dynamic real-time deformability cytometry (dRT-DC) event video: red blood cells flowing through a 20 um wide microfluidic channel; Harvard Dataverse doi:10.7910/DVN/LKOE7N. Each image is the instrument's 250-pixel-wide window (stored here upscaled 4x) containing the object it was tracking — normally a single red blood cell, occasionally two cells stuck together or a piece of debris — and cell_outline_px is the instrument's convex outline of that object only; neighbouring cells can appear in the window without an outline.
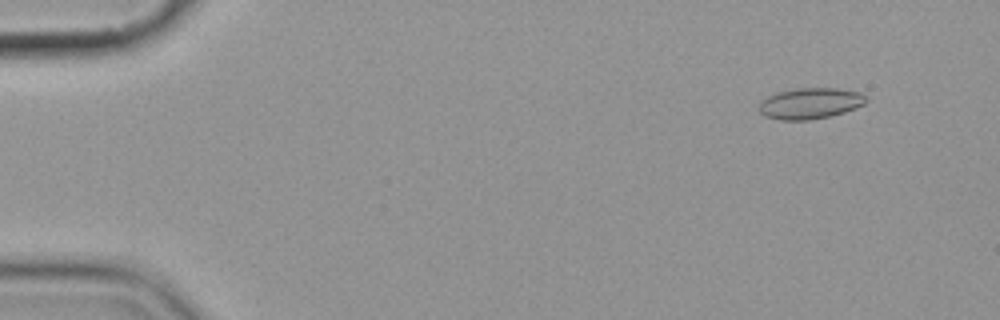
{"species": "common noctule bat (a hibernating species)", "species_latin": "Nyctalus noctula", "temperature_condition": "cold", "stored_images_in_passage": 6, "segment_of_instrument_passage": [2, 2], "camera_frame_rate_fps": 3000, "um_per_image_px": 0.085, "animal": {"sex": "female", "body_mass_g": 19.9}, "frame": {"image": 1, "passage_image": 6, "time_ms": 6.667, "image_size_px": [1000, 320], "cell_outline_px": [[868, 100], [864, 104], [856, 108], [832, 116], [808, 120], [780, 120], [764, 116], [760, 112], [760, 104], [768, 96], [776, 92], [796, 88], [836, 88], [860, 92]], "centroid_in_image_um": [68.88, 8.79], "position_along_channel_um": 16.1, "area_um2": 19.36}}